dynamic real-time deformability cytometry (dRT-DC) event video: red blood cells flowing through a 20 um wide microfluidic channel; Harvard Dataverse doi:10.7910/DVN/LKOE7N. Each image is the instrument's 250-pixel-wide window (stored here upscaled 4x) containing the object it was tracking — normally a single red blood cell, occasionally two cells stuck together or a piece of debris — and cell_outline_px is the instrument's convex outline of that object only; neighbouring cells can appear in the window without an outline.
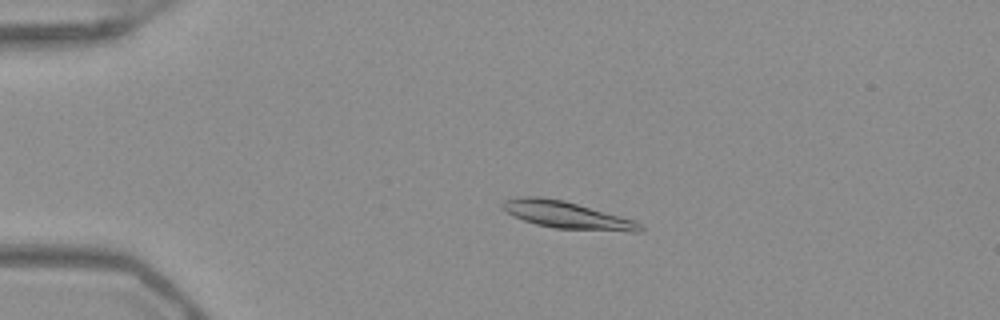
{"species": "Egyptian fruit bat (a non-hibernating species)", "species_latin": "Rousettus aegyptiacus", "temperature_condition": "warm", "stored_images_in_passage": 42, "camera_frame_rate_fps": 3000, "um_per_image_px": 0.085, "frame": {"image": 1, "passage_image": 2, "time_ms": 0.333, "image_size_px": [1000, 320], "cell_outline_px": [[644, 228], [640, 232], [632, 232], [556, 228], [536, 224], [524, 220], [508, 212], [500, 204], [504, 200], [516, 196], [540, 196], [564, 200], [620, 216], [632, 220], [640, 224]], "centroid_in_image_um": [48.17, 18.26], "position_along_channel_um": 36.8, "area_um2": 21.5}}
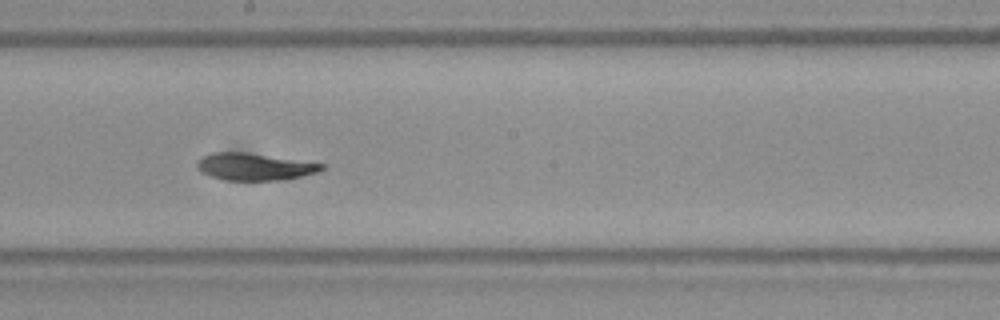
{"frame": {"image": 2, "passage_image": 20, "time_ms": 6.333, "image_size_px": [1000, 320], "cell_outline_px": [[328, 164], [320, 172], [304, 176], [284, 180], [228, 180], [212, 176], [200, 172], [196, 168], [196, 160], [200, 156], [212, 152], [244, 152]], "centroid_in_image_um": [21.64, 14.16], "position_along_channel_um": 226.6, "area_um2": 20.0}}
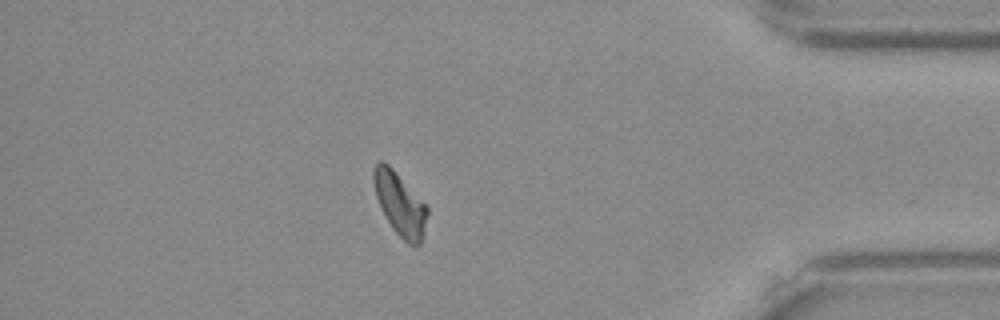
{"frame": {"image": 3, "passage_image": 36, "time_ms": 11.667, "image_size_px": [1000, 320], "cell_outline_px": [[428, 212], [420, 244], [408, 244], [392, 228], [376, 196], [372, 180], [372, 172], [376, 160], [384, 160], [428, 204]], "centroid_in_image_um": [33.99, 17.26], "position_along_channel_um": 401.2, "area_um2": 19.65}, "authors_computed_cell_mechanics": {"area_um2": 20.2589, "velocity_mm_per_s": 3.9246, "shape_relaxation_time_tau1_ms": 4.7807, "shape_relaxation_time_tau2_ms": null, "deformation_change_tau1": 0.1586, "deformation_change_tau2": null}}